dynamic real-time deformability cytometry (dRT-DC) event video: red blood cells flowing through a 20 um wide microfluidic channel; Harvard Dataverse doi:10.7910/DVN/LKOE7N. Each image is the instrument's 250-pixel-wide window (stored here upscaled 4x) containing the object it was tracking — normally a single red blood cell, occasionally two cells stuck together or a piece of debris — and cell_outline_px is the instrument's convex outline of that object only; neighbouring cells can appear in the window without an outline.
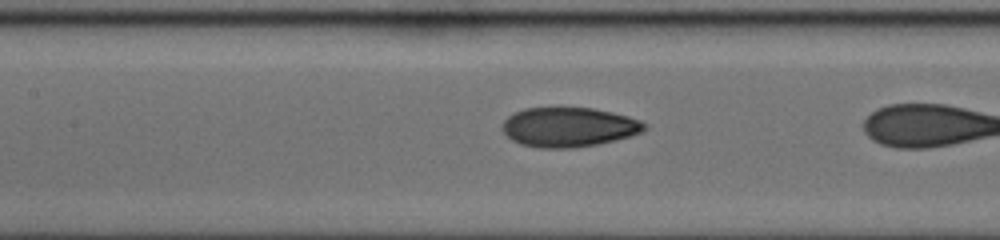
{"species": "human", "species_latin": "Homo sapiens", "temperature_condition": "cold", "stored_images_in_passage": 24, "segment_of_instrument_passage": [2, 2], "camera_frame_rate_fps": 3000, "um_per_image_px": 0.085, "donor": {"sex": "female"}, "frame": {"image": 1, "passage_image": 23, "time_ms": 7.333, "image_size_px": [1000, 240], "cell_outline_px": [[648, 128], [632, 136], [596, 144], [572, 148], [540, 148], [520, 144], [512, 140], [504, 132], [504, 120], [508, 116], [524, 108], [556, 104], [592, 108], [612, 112], [628, 116], [640, 120]], "centroid_in_image_um": [48.33, 10.75], "position_along_channel_um": 159.1, "area_um2": 33.47}}